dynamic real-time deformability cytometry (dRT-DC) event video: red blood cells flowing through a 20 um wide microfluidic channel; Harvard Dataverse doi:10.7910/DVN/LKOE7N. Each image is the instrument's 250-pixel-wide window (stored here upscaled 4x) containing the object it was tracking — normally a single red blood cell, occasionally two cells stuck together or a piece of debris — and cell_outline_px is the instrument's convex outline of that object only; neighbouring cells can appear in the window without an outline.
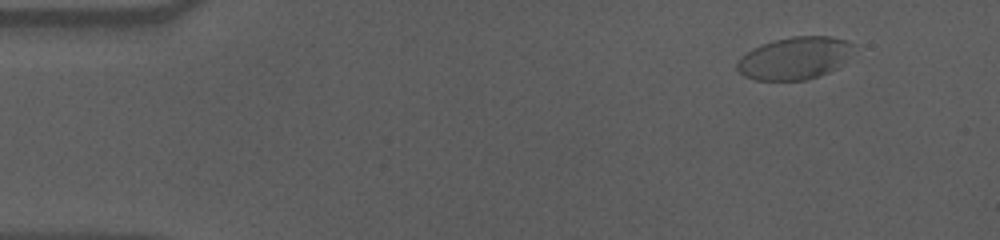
{"species": "human", "species_latin": "Homo sapiens", "temperature_condition": "cold", "stored_images_in_passage": 53, "camera_frame_rate_fps": 3000, "um_per_image_px": 0.085, "donor": {"sex": "male"}, "frame": {"image": 1, "passage_image": 1, "time_ms": 0.0, "image_size_px": [1000, 240], "cell_outline_px": [[852, 44], [836, 68], [820, 76], [808, 80], [756, 80], [744, 76], [736, 68], [736, 60], [740, 56], [752, 48], [760, 44], [792, 36], [828, 36], [848, 40]], "centroid_in_image_um": [67.42, 4.95], "position_along_channel_um": 17.6, "area_um2": 28.38}}
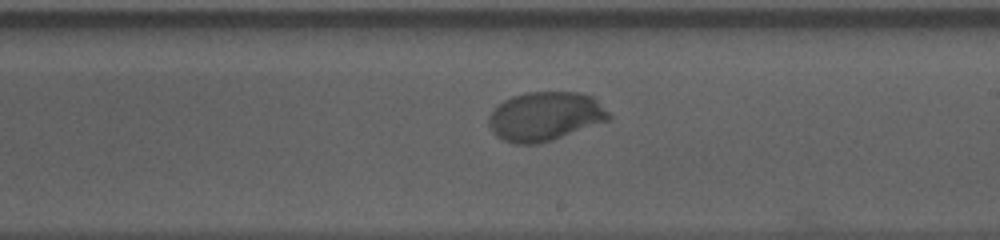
{"frame": {"image": 2, "passage_image": 29, "time_ms": 9.333, "image_size_px": [1000, 240], "cell_outline_px": [[612, 116], [608, 120], [552, 140], [536, 144], [512, 144], [496, 136], [488, 124], [488, 116], [504, 100], [512, 96], [524, 92], [580, 92], [592, 96]], "centroid_in_image_um": [46.31, 9.89], "position_along_channel_um": 242.7, "area_um2": 34.1}}
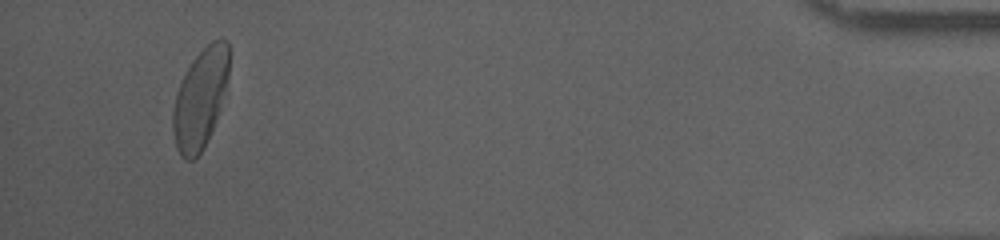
{"frame": {"image": 3, "passage_image": 50, "time_ms": 16.333, "image_size_px": [1000, 240], "cell_outline_px": [[228, 76], [216, 116], [212, 128], [200, 152], [192, 160], [184, 160], [180, 156], [176, 148], [172, 128], [172, 112], [176, 92], [192, 60], [212, 40], [228, 40]], "centroid_in_image_um": [16.97, 8.39], "position_along_channel_um": 418.2, "area_um2": 31.62}, "authors_computed_cell_mechanics": {"area_um2": 33.6974, "velocity_mm_per_s": 3.5487, "shape_relaxation_time_tau1_ms": 3.2908, "shape_relaxation_time_tau2_ms": null, "deformation_change_tau1": 0.1454, "deformation_change_tau2": null}}